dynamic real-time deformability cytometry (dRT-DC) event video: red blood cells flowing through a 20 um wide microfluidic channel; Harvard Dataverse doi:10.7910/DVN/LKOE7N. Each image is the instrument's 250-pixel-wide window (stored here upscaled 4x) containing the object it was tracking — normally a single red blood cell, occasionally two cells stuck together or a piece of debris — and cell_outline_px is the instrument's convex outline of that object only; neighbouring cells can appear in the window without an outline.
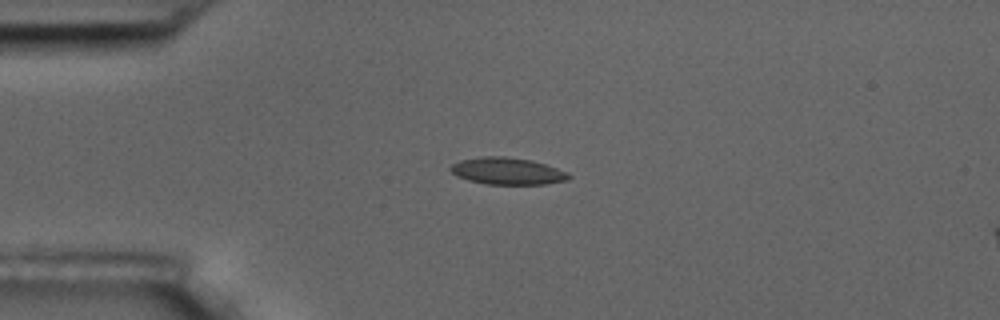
{"species": "common noctule bat (a hibernating species)", "species_latin": "Nyctalus noctula", "temperature_condition": "room temperature", "stored_images_in_passage": 4, "camera_frame_rate_fps": 3000, "um_per_image_px": 0.085, "animal": {"sex": "male", "body_mass_g": 17.5, "forearm_length_mm": 52.3}, "frame": {"image": 1, "passage_image": 4, "time_ms": 3.333, "image_size_px": [1000, 320], "cell_outline_px": [[572, 176], [568, 180], [544, 184], [488, 184], [468, 180], [456, 176], [448, 168], [452, 164], [460, 160], [484, 156], [504, 156], [532, 160], [568, 172]], "centroid_in_image_um": [43.12, 14.54], "position_along_channel_um": 41.9, "area_um2": 18.55}}